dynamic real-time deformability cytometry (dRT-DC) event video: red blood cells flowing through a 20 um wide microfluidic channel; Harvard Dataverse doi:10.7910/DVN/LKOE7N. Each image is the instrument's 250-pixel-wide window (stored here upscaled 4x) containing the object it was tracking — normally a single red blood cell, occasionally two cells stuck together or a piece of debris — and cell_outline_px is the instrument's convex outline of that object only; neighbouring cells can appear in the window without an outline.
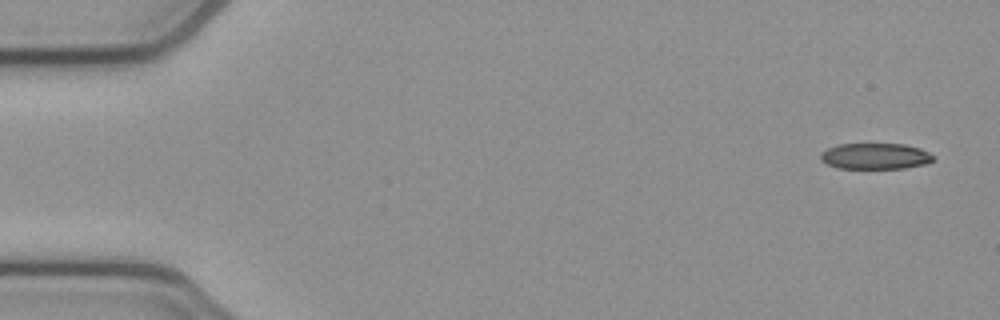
{"species": "common noctule bat (a hibernating species)", "species_latin": "Nyctalus noctula", "temperature_condition": "cold", "stored_images_in_passage": 6, "camera_frame_rate_fps": 3000, "um_per_image_px": 0.085, "animal": {"sex": "female", "body_mass_g": 21.9}, "frame": {"image": 1, "passage_image": 1, "time_ms": 0.0, "image_size_px": [1000, 320], "cell_outline_px": [[936, 160], [924, 164], [904, 168], [836, 168], [820, 160], [820, 152], [836, 144], [904, 144], [920, 148], [936, 156]], "centroid_in_image_um": [74.4, 13.27], "position_along_channel_um": 10.6, "area_um2": 17.22}}
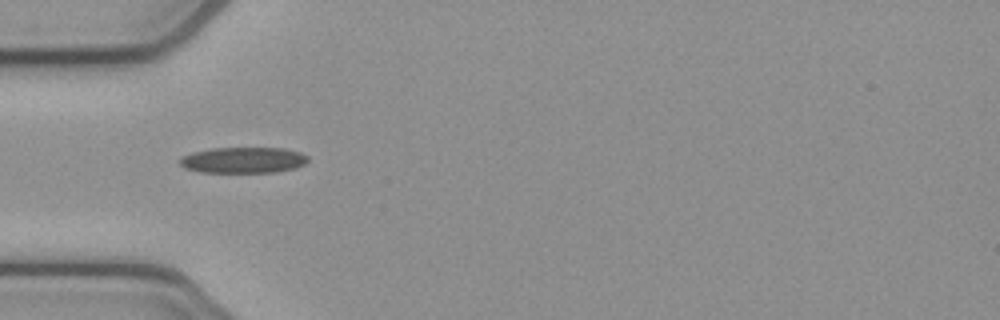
{"frame": {"image": 2, "passage_image": 5, "time_ms": 1.333, "image_size_px": [1000, 320], "cell_outline_px": [[308, 160], [304, 164], [296, 168], [276, 172], [200, 172], [184, 168], [176, 160], [180, 156], [192, 152], [212, 148], [284, 148], [300, 152], [308, 156]], "centroid_in_image_um": [20.64, 13.6], "position_along_channel_um": 64.4, "area_um2": 19.59}}
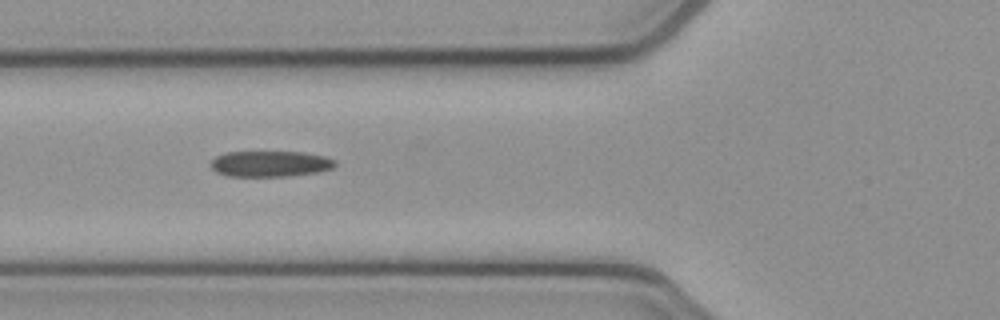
{"frame": {"image": 3, "passage_image": 6, "time_ms": 1.667, "image_size_px": [1000, 320], "cell_outline_px": [[336, 164], [332, 168], [320, 172], [288, 176], [228, 176], [216, 172], [212, 168], [212, 160], [216, 156], [228, 152], [304, 152], [324, 156], [336, 160]], "centroid_in_image_um": [23.0, 13.92], "position_along_channel_um": 102.8, "area_um2": 18.73}}